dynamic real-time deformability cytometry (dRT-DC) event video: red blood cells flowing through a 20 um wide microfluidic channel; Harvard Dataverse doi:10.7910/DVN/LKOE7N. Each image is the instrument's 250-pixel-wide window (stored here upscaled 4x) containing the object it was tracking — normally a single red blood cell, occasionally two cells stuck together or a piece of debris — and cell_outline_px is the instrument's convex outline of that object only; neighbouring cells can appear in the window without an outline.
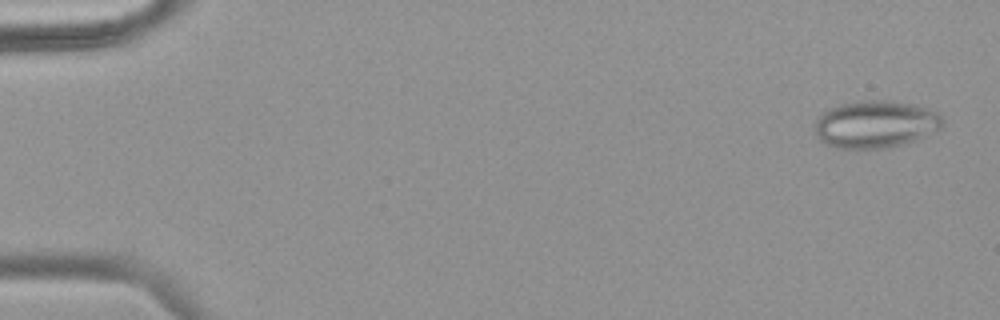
{"species": "common noctule bat (a hibernating species)", "species_latin": "Nyctalus noctula", "temperature_condition": "warm", "stored_images_in_passage": 49, "camera_frame_rate_fps": 3000, "um_per_image_px": 0.085, "animal": {"sex": "female", "body_mass_g": 18.4}, "frame": {"image": 1, "passage_image": 2, "time_ms": 0.333, "image_size_px": [1000, 320], "cell_outline_px": [[944, 124], [940, 128], [916, 140], [892, 148], [836, 148], [824, 144], [820, 140], [816, 132], [816, 120], [828, 108], [840, 104], [864, 100], [884, 100], [916, 104], [940, 112], [944, 116]], "centroid_in_image_um": [74.47, 10.56], "position_along_channel_um": 10.5, "area_um2": 35.6}}
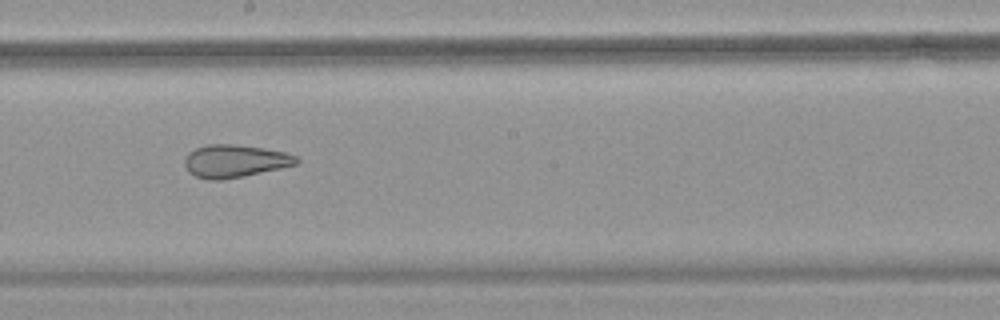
{"frame": {"image": 2, "passage_image": 28, "time_ms": 9.0, "image_size_px": [1000, 320], "cell_outline_px": [[300, 160], [296, 164], [280, 168], [244, 176], [220, 180], [208, 180], [196, 176], [188, 172], [184, 164], [184, 160], [188, 152], [196, 148], [208, 144], [232, 144], [264, 148], [284, 152], [296, 156]], "centroid_in_image_um": [19.93, 13.69], "position_along_channel_um": 228.3, "area_um2": 21.27}}
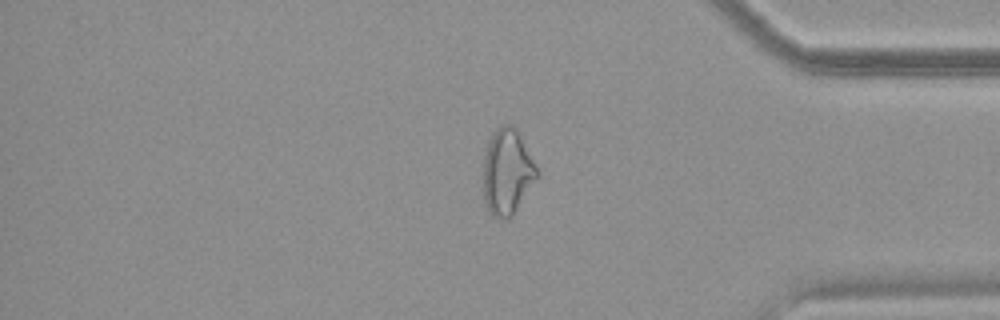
{"frame": {"image": 3, "passage_image": 41, "time_ms": 13.333, "image_size_px": [1000, 320], "cell_outline_px": [[540, 176], [512, 216], [508, 220], [500, 220], [492, 216], [488, 212], [484, 204], [484, 148], [488, 140], [496, 128], [500, 124], [512, 124], [516, 128], [540, 172]], "centroid_in_image_um": [43.11, 14.63], "position_along_channel_um": 392.1, "area_um2": 27.51}}